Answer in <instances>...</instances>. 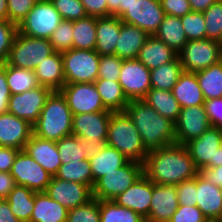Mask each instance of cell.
Returning <instances> with one entry per match:
<instances>
[{
  "mask_svg": "<svg viewBox=\"0 0 222 222\" xmlns=\"http://www.w3.org/2000/svg\"><path fill=\"white\" fill-rule=\"evenodd\" d=\"M123 59L117 55L100 56L98 78L118 81Z\"/></svg>",
  "mask_w": 222,
  "mask_h": 222,
  "instance_id": "48",
  "label": "cell"
},
{
  "mask_svg": "<svg viewBox=\"0 0 222 222\" xmlns=\"http://www.w3.org/2000/svg\"><path fill=\"white\" fill-rule=\"evenodd\" d=\"M107 3V17L117 16L119 18V4L121 0H106Z\"/></svg>",
  "mask_w": 222,
  "mask_h": 222,
  "instance_id": "61",
  "label": "cell"
},
{
  "mask_svg": "<svg viewBox=\"0 0 222 222\" xmlns=\"http://www.w3.org/2000/svg\"><path fill=\"white\" fill-rule=\"evenodd\" d=\"M177 56V52L152 35L140 49L137 59L152 70L173 61Z\"/></svg>",
  "mask_w": 222,
  "mask_h": 222,
  "instance_id": "29",
  "label": "cell"
},
{
  "mask_svg": "<svg viewBox=\"0 0 222 222\" xmlns=\"http://www.w3.org/2000/svg\"><path fill=\"white\" fill-rule=\"evenodd\" d=\"M168 222H208L197 206L179 205Z\"/></svg>",
  "mask_w": 222,
  "mask_h": 222,
  "instance_id": "51",
  "label": "cell"
},
{
  "mask_svg": "<svg viewBox=\"0 0 222 222\" xmlns=\"http://www.w3.org/2000/svg\"><path fill=\"white\" fill-rule=\"evenodd\" d=\"M152 199V181L142 175L133 185L119 194L113 201L147 219Z\"/></svg>",
  "mask_w": 222,
  "mask_h": 222,
  "instance_id": "21",
  "label": "cell"
},
{
  "mask_svg": "<svg viewBox=\"0 0 222 222\" xmlns=\"http://www.w3.org/2000/svg\"><path fill=\"white\" fill-rule=\"evenodd\" d=\"M11 94L6 80L4 63L0 64V114L8 112L9 98Z\"/></svg>",
  "mask_w": 222,
  "mask_h": 222,
  "instance_id": "55",
  "label": "cell"
},
{
  "mask_svg": "<svg viewBox=\"0 0 222 222\" xmlns=\"http://www.w3.org/2000/svg\"><path fill=\"white\" fill-rule=\"evenodd\" d=\"M45 193L68 210L83 205L93 198L92 189L88 185L62 180L55 176L51 178Z\"/></svg>",
  "mask_w": 222,
  "mask_h": 222,
  "instance_id": "17",
  "label": "cell"
},
{
  "mask_svg": "<svg viewBox=\"0 0 222 222\" xmlns=\"http://www.w3.org/2000/svg\"><path fill=\"white\" fill-rule=\"evenodd\" d=\"M73 114L60 91H52L33 125V134L57 142L72 135Z\"/></svg>",
  "mask_w": 222,
  "mask_h": 222,
  "instance_id": "3",
  "label": "cell"
},
{
  "mask_svg": "<svg viewBox=\"0 0 222 222\" xmlns=\"http://www.w3.org/2000/svg\"><path fill=\"white\" fill-rule=\"evenodd\" d=\"M59 91L65 97L73 115L109 111L103 105L94 82L65 83Z\"/></svg>",
  "mask_w": 222,
  "mask_h": 222,
  "instance_id": "12",
  "label": "cell"
},
{
  "mask_svg": "<svg viewBox=\"0 0 222 222\" xmlns=\"http://www.w3.org/2000/svg\"><path fill=\"white\" fill-rule=\"evenodd\" d=\"M222 131L216 127H209L198 138L184 144L195 166L200 171L203 168H214L217 150L221 147Z\"/></svg>",
  "mask_w": 222,
  "mask_h": 222,
  "instance_id": "16",
  "label": "cell"
},
{
  "mask_svg": "<svg viewBox=\"0 0 222 222\" xmlns=\"http://www.w3.org/2000/svg\"><path fill=\"white\" fill-rule=\"evenodd\" d=\"M154 36L179 53L188 42L181 17L165 15Z\"/></svg>",
  "mask_w": 222,
  "mask_h": 222,
  "instance_id": "33",
  "label": "cell"
},
{
  "mask_svg": "<svg viewBox=\"0 0 222 222\" xmlns=\"http://www.w3.org/2000/svg\"><path fill=\"white\" fill-rule=\"evenodd\" d=\"M100 222H146V219L113 200H99Z\"/></svg>",
  "mask_w": 222,
  "mask_h": 222,
  "instance_id": "41",
  "label": "cell"
},
{
  "mask_svg": "<svg viewBox=\"0 0 222 222\" xmlns=\"http://www.w3.org/2000/svg\"><path fill=\"white\" fill-rule=\"evenodd\" d=\"M17 32L16 23L0 20V64L6 63Z\"/></svg>",
  "mask_w": 222,
  "mask_h": 222,
  "instance_id": "47",
  "label": "cell"
},
{
  "mask_svg": "<svg viewBox=\"0 0 222 222\" xmlns=\"http://www.w3.org/2000/svg\"><path fill=\"white\" fill-rule=\"evenodd\" d=\"M199 173L213 185L222 188V165L214 168H203Z\"/></svg>",
  "mask_w": 222,
  "mask_h": 222,
  "instance_id": "58",
  "label": "cell"
},
{
  "mask_svg": "<svg viewBox=\"0 0 222 222\" xmlns=\"http://www.w3.org/2000/svg\"><path fill=\"white\" fill-rule=\"evenodd\" d=\"M205 100L222 97V62L196 72Z\"/></svg>",
  "mask_w": 222,
  "mask_h": 222,
  "instance_id": "38",
  "label": "cell"
},
{
  "mask_svg": "<svg viewBox=\"0 0 222 222\" xmlns=\"http://www.w3.org/2000/svg\"><path fill=\"white\" fill-rule=\"evenodd\" d=\"M67 222H100L99 200L92 198L83 205L69 209Z\"/></svg>",
  "mask_w": 222,
  "mask_h": 222,
  "instance_id": "45",
  "label": "cell"
},
{
  "mask_svg": "<svg viewBox=\"0 0 222 222\" xmlns=\"http://www.w3.org/2000/svg\"><path fill=\"white\" fill-rule=\"evenodd\" d=\"M6 80L11 95L23 93L41 86L34 70L17 68L4 63Z\"/></svg>",
  "mask_w": 222,
  "mask_h": 222,
  "instance_id": "36",
  "label": "cell"
},
{
  "mask_svg": "<svg viewBox=\"0 0 222 222\" xmlns=\"http://www.w3.org/2000/svg\"><path fill=\"white\" fill-rule=\"evenodd\" d=\"M19 149L0 146V171L11 172L12 165Z\"/></svg>",
  "mask_w": 222,
  "mask_h": 222,
  "instance_id": "56",
  "label": "cell"
},
{
  "mask_svg": "<svg viewBox=\"0 0 222 222\" xmlns=\"http://www.w3.org/2000/svg\"><path fill=\"white\" fill-rule=\"evenodd\" d=\"M66 83H92L98 78L100 55L95 50L70 49L61 53Z\"/></svg>",
  "mask_w": 222,
  "mask_h": 222,
  "instance_id": "9",
  "label": "cell"
},
{
  "mask_svg": "<svg viewBox=\"0 0 222 222\" xmlns=\"http://www.w3.org/2000/svg\"><path fill=\"white\" fill-rule=\"evenodd\" d=\"M174 124L176 143L182 145L198 138L211 127L204 105L182 108Z\"/></svg>",
  "mask_w": 222,
  "mask_h": 222,
  "instance_id": "18",
  "label": "cell"
},
{
  "mask_svg": "<svg viewBox=\"0 0 222 222\" xmlns=\"http://www.w3.org/2000/svg\"><path fill=\"white\" fill-rule=\"evenodd\" d=\"M150 37L143 29L120 20V35L115 47L119 58L136 59L140 49Z\"/></svg>",
  "mask_w": 222,
  "mask_h": 222,
  "instance_id": "25",
  "label": "cell"
},
{
  "mask_svg": "<svg viewBox=\"0 0 222 222\" xmlns=\"http://www.w3.org/2000/svg\"><path fill=\"white\" fill-rule=\"evenodd\" d=\"M105 108L112 112H124L129 99L118 81L97 78L94 82Z\"/></svg>",
  "mask_w": 222,
  "mask_h": 222,
  "instance_id": "32",
  "label": "cell"
},
{
  "mask_svg": "<svg viewBox=\"0 0 222 222\" xmlns=\"http://www.w3.org/2000/svg\"><path fill=\"white\" fill-rule=\"evenodd\" d=\"M118 82L129 100L143 99L151 89L150 70L137 58L125 59Z\"/></svg>",
  "mask_w": 222,
  "mask_h": 222,
  "instance_id": "13",
  "label": "cell"
},
{
  "mask_svg": "<svg viewBox=\"0 0 222 222\" xmlns=\"http://www.w3.org/2000/svg\"><path fill=\"white\" fill-rule=\"evenodd\" d=\"M142 100L173 123L178 120L181 107L172 91L151 88Z\"/></svg>",
  "mask_w": 222,
  "mask_h": 222,
  "instance_id": "34",
  "label": "cell"
},
{
  "mask_svg": "<svg viewBox=\"0 0 222 222\" xmlns=\"http://www.w3.org/2000/svg\"><path fill=\"white\" fill-rule=\"evenodd\" d=\"M88 159L93 173V187L99 178L115 171L130 161L117 149L106 144L94 157Z\"/></svg>",
  "mask_w": 222,
  "mask_h": 222,
  "instance_id": "31",
  "label": "cell"
},
{
  "mask_svg": "<svg viewBox=\"0 0 222 222\" xmlns=\"http://www.w3.org/2000/svg\"><path fill=\"white\" fill-rule=\"evenodd\" d=\"M88 16L107 17L106 0H81Z\"/></svg>",
  "mask_w": 222,
  "mask_h": 222,
  "instance_id": "54",
  "label": "cell"
},
{
  "mask_svg": "<svg viewBox=\"0 0 222 222\" xmlns=\"http://www.w3.org/2000/svg\"><path fill=\"white\" fill-rule=\"evenodd\" d=\"M176 192L179 205L196 206V177L177 184Z\"/></svg>",
  "mask_w": 222,
  "mask_h": 222,
  "instance_id": "50",
  "label": "cell"
},
{
  "mask_svg": "<svg viewBox=\"0 0 222 222\" xmlns=\"http://www.w3.org/2000/svg\"><path fill=\"white\" fill-rule=\"evenodd\" d=\"M172 94L179 102L181 109L204 105L205 102L196 73L193 72L183 71L180 74L178 82L172 88Z\"/></svg>",
  "mask_w": 222,
  "mask_h": 222,
  "instance_id": "28",
  "label": "cell"
},
{
  "mask_svg": "<svg viewBox=\"0 0 222 222\" xmlns=\"http://www.w3.org/2000/svg\"><path fill=\"white\" fill-rule=\"evenodd\" d=\"M0 222H20L13 215L6 199H0Z\"/></svg>",
  "mask_w": 222,
  "mask_h": 222,
  "instance_id": "59",
  "label": "cell"
},
{
  "mask_svg": "<svg viewBox=\"0 0 222 222\" xmlns=\"http://www.w3.org/2000/svg\"><path fill=\"white\" fill-rule=\"evenodd\" d=\"M106 145L117 149L130 161L142 164L149 152L143 145L132 119L125 111L113 112L110 116Z\"/></svg>",
  "mask_w": 222,
  "mask_h": 222,
  "instance_id": "4",
  "label": "cell"
},
{
  "mask_svg": "<svg viewBox=\"0 0 222 222\" xmlns=\"http://www.w3.org/2000/svg\"><path fill=\"white\" fill-rule=\"evenodd\" d=\"M55 177L85 184L91 189L93 188V173L88 158L66 164L62 163Z\"/></svg>",
  "mask_w": 222,
  "mask_h": 222,
  "instance_id": "40",
  "label": "cell"
},
{
  "mask_svg": "<svg viewBox=\"0 0 222 222\" xmlns=\"http://www.w3.org/2000/svg\"><path fill=\"white\" fill-rule=\"evenodd\" d=\"M63 20L76 21L87 17L81 0H50Z\"/></svg>",
  "mask_w": 222,
  "mask_h": 222,
  "instance_id": "46",
  "label": "cell"
},
{
  "mask_svg": "<svg viewBox=\"0 0 222 222\" xmlns=\"http://www.w3.org/2000/svg\"><path fill=\"white\" fill-rule=\"evenodd\" d=\"M0 20H8L7 0H0Z\"/></svg>",
  "mask_w": 222,
  "mask_h": 222,
  "instance_id": "62",
  "label": "cell"
},
{
  "mask_svg": "<svg viewBox=\"0 0 222 222\" xmlns=\"http://www.w3.org/2000/svg\"><path fill=\"white\" fill-rule=\"evenodd\" d=\"M51 92L52 90L49 87L39 86L23 93L11 95L8 113L26 120L33 126L37 122L46 99Z\"/></svg>",
  "mask_w": 222,
  "mask_h": 222,
  "instance_id": "15",
  "label": "cell"
},
{
  "mask_svg": "<svg viewBox=\"0 0 222 222\" xmlns=\"http://www.w3.org/2000/svg\"><path fill=\"white\" fill-rule=\"evenodd\" d=\"M206 38L216 41L222 36V0H217L203 12Z\"/></svg>",
  "mask_w": 222,
  "mask_h": 222,
  "instance_id": "42",
  "label": "cell"
},
{
  "mask_svg": "<svg viewBox=\"0 0 222 222\" xmlns=\"http://www.w3.org/2000/svg\"><path fill=\"white\" fill-rule=\"evenodd\" d=\"M198 174L199 170L182 144L149 150L143 163V175L154 184L177 185Z\"/></svg>",
  "mask_w": 222,
  "mask_h": 222,
  "instance_id": "1",
  "label": "cell"
},
{
  "mask_svg": "<svg viewBox=\"0 0 222 222\" xmlns=\"http://www.w3.org/2000/svg\"><path fill=\"white\" fill-rule=\"evenodd\" d=\"M24 150L52 177L62 164L56 142L32 134Z\"/></svg>",
  "mask_w": 222,
  "mask_h": 222,
  "instance_id": "23",
  "label": "cell"
},
{
  "mask_svg": "<svg viewBox=\"0 0 222 222\" xmlns=\"http://www.w3.org/2000/svg\"><path fill=\"white\" fill-rule=\"evenodd\" d=\"M33 126L11 113L0 114V146L24 150Z\"/></svg>",
  "mask_w": 222,
  "mask_h": 222,
  "instance_id": "20",
  "label": "cell"
},
{
  "mask_svg": "<svg viewBox=\"0 0 222 222\" xmlns=\"http://www.w3.org/2000/svg\"><path fill=\"white\" fill-rule=\"evenodd\" d=\"M181 23L188 41L206 38L203 12H190L181 17Z\"/></svg>",
  "mask_w": 222,
  "mask_h": 222,
  "instance_id": "43",
  "label": "cell"
},
{
  "mask_svg": "<svg viewBox=\"0 0 222 222\" xmlns=\"http://www.w3.org/2000/svg\"><path fill=\"white\" fill-rule=\"evenodd\" d=\"M220 43V61L222 62V42Z\"/></svg>",
  "mask_w": 222,
  "mask_h": 222,
  "instance_id": "64",
  "label": "cell"
},
{
  "mask_svg": "<svg viewBox=\"0 0 222 222\" xmlns=\"http://www.w3.org/2000/svg\"><path fill=\"white\" fill-rule=\"evenodd\" d=\"M178 57L183 71L196 73L220 61V43L207 38L188 41Z\"/></svg>",
  "mask_w": 222,
  "mask_h": 222,
  "instance_id": "10",
  "label": "cell"
},
{
  "mask_svg": "<svg viewBox=\"0 0 222 222\" xmlns=\"http://www.w3.org/2000/svg\"><path fill=\"white\" fill-rule=\"evenodd\" d=\"M54 52L49 39L33 38L17 32L6 63L17 68L34 70Z\"/></svg>",
  "mask_w": 222,
  "mask_h": 222,
  "instance_id": "6",
  "label": "cell"
},
{
  "mask_svg": "<svg viewBox=\"0 0 222 222\" xmlns=\"http://www.w3.org/2000/svg\"><path fill=\"white\" fill-rule=\"evenodd\" d=\"M143 175V164L129 161L124 166L99 178L92 188L97 200H113Z\"/></svg>",
  "mask_w": 222,
  "mask_h": 222,
  "instance_id": "7",
  "label": "cell"
},
{
  "mask_svg": "<svg viewBox=\"0 0 222 222\" xmlns=\"http://www.w3.org/2000/svg\"><path fill=\"white\" fill-rule=\"evenodd\" d=\"M62 20L50 0H39L17 28L23 35L49 39Z\"/></svg>",
  "mask_w": 222,
  "mask_h": 222,
  "instance_id": "8",
  "label": "cell"
},
{
  "mask_svg": "<svg viewBox=\"0 0 222 222\" xmlns=\"http://www.w3.org/2000/svg\"><path fill=\"white\" fill-rule=\"evenodd\" d=\"M96 17L87 16L73 21V48L95 50Z\"/></svg>",
  "mask_w": 222,
  "mask_h": 222,
  "instance_id": "39",
  "label": "cell"
},
{
  "mask_svg": "<svg viewBox=\"0 0 222 222\" xmlns=\"http://www.w3.org/2000/svg\"><path fill=\"white\" fill-rule=\"evenodd\" d=\"M222 165V146L217 150L216 162L215 167H219Z\"/></svg>",
  "mask_w": 222,
  "mask_h": 222,
  "instance_id": "63",
  "label": "cell"
},
{
  "mask_svg": "<svg viewBox=\"0 0 222 222\" xmlns=\"http://www.w3.org/2000/svg\"><path fill=\"white\" fill-rule=\"evenodd\" d=\"M67 213L63 205L51 199L45 192L35 193L34 209L30 222H67Z\"/></svg>",
  "mask_w": 222,
  "mask_h": 222,
  "instance_id": "30",
  "label": "cell"
},
{
  "mask_svg": "<svg viewBox=\"0 0 222 222\" xmlns=\"http://www.w3.org/2000/svg\"><path fill=\"white\" fill-rule=\"evenodd\" d=\"M196 206L208 221L222 222V188L207 181L200 173L196 176Z\"/></svg>",
  "mask_w": 222,
  "mask_h": 222,
  "instance_id": "22",
  "label": "cell"
},
{
  "mask_svg": "<svg viewBox=\"0 0 222 222\" xmlns=\"http://www.w3.org/2000/svg\"><path fill=\"white\" fill-rule=\"evenodd\" d=\"M35 193L25 186L16 185L6 198L10 210L20 222H30Z\"/></svg>",
  "mask_w": 222,
  "mask_h": 222,
  "instance_id": "35",
  "label": "cell"
},
{
  "mask_svg": "<svg viewBox=\"0 0 222 222\" xmlns=\"http://www.w3.org/2000/svg\"><path fill=\"white\" fill-rule=\"evenodd\" d=\"M166 15L182 17L192 12L188 0H160Z\"/></svg>",
  "mask_w": 222,
  "mask_h": 222,
  "instance_id": "53",
  "label": "cell"
},
{
  "mask_svg": "<svg viewBox=\"0 0 222 222\" xmlns=\"http://www.w3.org/2000/svg\"><path fill=\"white\" fill-rule=\"evenodd\" d=\"M16 185H22L39 193L45 192L52 176L25 150H20L11 169Z\"/></svg>",
  "mask_w": 222,
  "mask_h": 222,
  "instance_id": "11",
  "label": "cell"
},
{
  "mask_svg": "<svg viewBox=\"0 0 222 222\" xmlns=\"http://www.w3.org/2000/svg\"><path fill=\"white\" fill-rule=\"evenodd\" d=\"M125 112L132 119L148 151L176 143L175 124L142 99L130 100Z\"/></svg>",
  "mask_w": 222,
  "mask_h": 222,
  "instance_id": "2",
  "label": "cell"
},
{
  "mask_svg": "<svg viewBox=\"0 0 222 222\" xmlns=\"http://www.w3.org/2000/svg\"><path fill=\"white\" fill-rule=\"evenodd\" d=\"M49 41L56 52H64L73 48V21L62 20L54 30Z\"/></svg>",
  "mask_w": 222,
  "mask_h": 222,
  "instance_id": "44",
  "label": "cell"
},
{
  "mask_svg": "<svg viewBox=\"0 0 222 222\" xmlns=\"http://www.w3.org/2000/svg\"><path fill=\"white\" fill-rule=\"evenodd\" d=\"M204 109L211 126L222 131V97L205 100Z\"/></svg>",
  "mask_w": 222,
  "mask_h": 222,
  "instance_id": "52",
  "label": "cell"
},
{
  "mask_svg": "<svg viewBox=\"0 0 222 222\" xmlns=\"http://www.w3.org/2000/svg\"><path fill=\"white\" fill-rule=\"evenodd\" d=\"M15 186L16 183L11 173L0 171V199H6Z\"/></svg>",
  "mask_w": 222,
  "mask_h": 222,
  "instance_id": "57",
  "label": "cell"
},
{
  "mask_svg": "<svg viewBox=\"0 0 222 222\" xmlns=\"http://www.w3.org/2000/svg\"><path fill=\"white\" fill-rule=\"evenodd\" d=\"M182 72V64L177 56L173 61L150 70L151 88L172 91Z\"/></svg>",
  "mask_w": 222,
  "mask_h": 222,
  "instance_id": "37",
  "label": "cell"
},
{
  "mask_svg": "<svg viewBox=\"0 0 222 222\" xmlns=\"http://www.w3.org/2000/svg\"><path fill=\"white\" fill-rule=\"evenodd\" d=\"M192 12H204L209 6L217 0H188Z\"/></svg>",
  "mask_w": 222,
  "mask_h": 222,
  "instance_id": "60",
  "label": "cell"
},
{
  "mask_svg": "<svg viewBox=\"0 0 222 222\" xmlns=\"http://www.w3.org/2000/svg\"><path fill=\"white\" fill-rule=\"evenodd\" d=\"M120 35V19L117 16L96 17L95 51L100 55H115Z\"/></svg>",
  "mask_w": 222,
  "mask_h": 222,
  "instance_id": "27",
  "label": "cell"
},
{
  "mask_svg": "<svg viewBox=\"0 0 222 222\" xmlns=\"http://www.w3.org/2000/svg\"><path fill=\"white\" fill-rule=\"evenodd\" d=\"M63 164L94 157L105 144H92L75 135L65 136L56 142Z\"/></svg>",
  "mask_w": 222,
  "mask_h": 222,
  "instance_id": "24",
  "label": "cell"
},
{
  "mask_svg": "<svg viewBox=\"0 0 222 222\" xmlns=\"http://www.w3.org/2000/svg\"><path fill=\"white\" fill-rule=\"evenodd\" d=\"M112 111L73 115L72 135L86 139L89 143L106 144Z\"/></svg>",
  "mask_w": 222,
  "mask_h": 222,
  "instance_id": "14",
  "label": "cell"
},
{
  "mask_svg": "<svg viewBox=\"0 0 222 222\" xmlns=\"http://www.w3.org/2000/svg\"><path fill=\"white\" fill-rule=\"evenodd\" d=\"M34 73L41 86L49 87L52 91H59L66 83L61 52L55 51L45 58L35 67Z\"/></svg>",
  "mask_w": 222,
  "mask_h": 222,
  "instance_id": "26",
  "label": "cell"
},
{
  "mask_svg": "<svg viewBox=\"0 0 222 222\" xmlns=\"http://www.w3.org/2000/svg\"><path fill=\"white\" fill-rule=\"evenodd\" d=\"M178 206L176 185L152 182V199L146 222H168Z\"/></svg>",
  "mask_w": 222,
  "mask_h": 222,
  "instance_id": "19",
  "label": "cell"
},
{
  "mask_svg": "<svg viewBox=\"0 0 222 222\" xmlns=\"http://www.w3.org/2000/svg\"><path fill=\"white\" fill-rule=\"evenodd\" d=\"M39 0H7L8 20L17 25Z\"/></svg>",
  "mask_w": 222,
  "mask_h": 222,
  "instance_id": "49",
  "label": "cell"
},
{
  "mask_svg": "<svg viewBox=\"0 0 222 222\" xmlns=\"http://www.w3.org/2000/svg\"><path fill=\"white\" fill-rule=\"evenodd\" d=\"M160 0H121L119 19L154 35L165 17Z\"/></svg>",
  "mask_w": 222,
  "mask_h": 222,
  "instance_id": "5",
  "label": "cell"
}]
</instances>
